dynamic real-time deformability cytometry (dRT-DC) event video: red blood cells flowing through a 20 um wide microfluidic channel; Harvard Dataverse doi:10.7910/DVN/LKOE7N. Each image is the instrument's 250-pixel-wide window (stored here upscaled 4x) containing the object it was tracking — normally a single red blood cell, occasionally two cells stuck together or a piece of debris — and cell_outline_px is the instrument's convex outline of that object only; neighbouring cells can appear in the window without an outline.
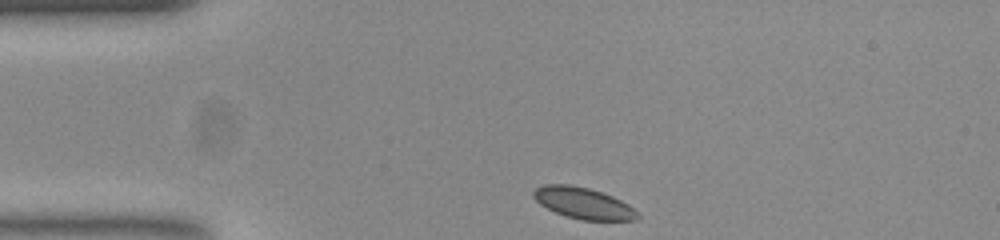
{"species": "common noctule bat (a hibernating species)", "species_latin": "Nyctalus noctula", "temperature_condition": "room temperature", "stored_images_in_passage": 34, "camera_frame_rate_fps": 3000, "um_per_image_px": 0.085, "animal": {"sex": "female", "body_mass_g": 23.0, "forearm_length_mm": 53.4}, "frame": {"image": 1, "passage_image": 1, "time_ms": 0.0, "image_size_px": [1000, 240], "cell_outline_px": [[640, 216], [636, 220], [580, 220], [556, 212], [540, 204], [532, 196], [532, 192], [536, 188], [544, 184], [568, 184], [588, 188], [612, 196], [628, 204]], "centroid_in_image_um": [49.56, 17.26], "position_along_channel_um": 35.4, "area_um2": 18.73}}
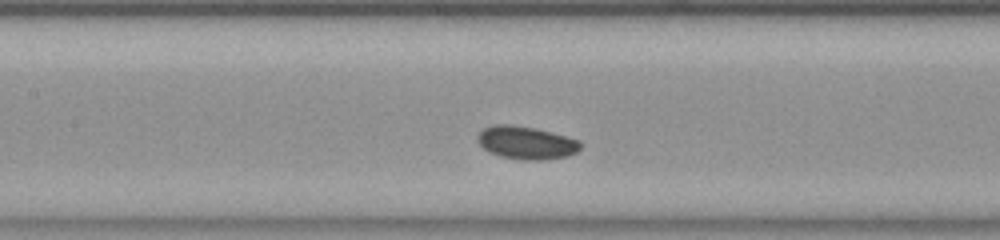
{"frame": {"image": 2, "passage_image": 14, "time_ms": 4.333, "image_size_px": [1000, 240], "cell_outline_px": [[580, 148], [576, 152], [568, 156], [540, 160], [524, 160], [500, 156], [488, 152], [476, 140], [476, 136], [484, 128], [492, 124], [508, 124], [532, 128], [580, 140]], "centroid_in_image_um": [44.68, 12.14], "position_along_channel_um": 162.7, "area_um2": 19.54}}
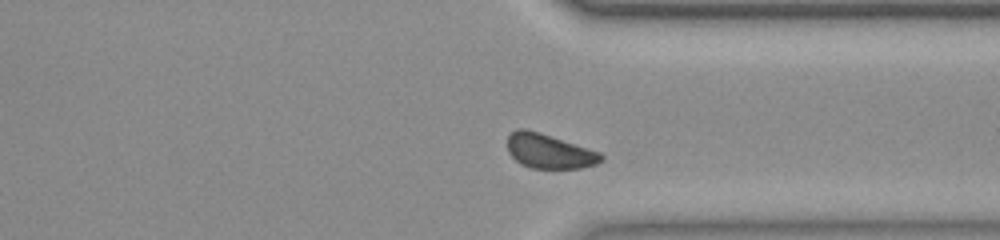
{"frame": {"image": 3, "passage_image": 30, "time_ms": 9.667, "image_size_px": [1000, 240], "cell_outline_px": [[604, 160], [596, 164], [580, 168], [532, 168], [520, 164], [508, 152], [508, 136], [516, 128], [524, 128], [540, 132], [600, 152], [604, 156]], "centroid_in_image_um": [46.68, 12.85], "position_along_channel_um": 364.7, "area_um2": 18.84}}